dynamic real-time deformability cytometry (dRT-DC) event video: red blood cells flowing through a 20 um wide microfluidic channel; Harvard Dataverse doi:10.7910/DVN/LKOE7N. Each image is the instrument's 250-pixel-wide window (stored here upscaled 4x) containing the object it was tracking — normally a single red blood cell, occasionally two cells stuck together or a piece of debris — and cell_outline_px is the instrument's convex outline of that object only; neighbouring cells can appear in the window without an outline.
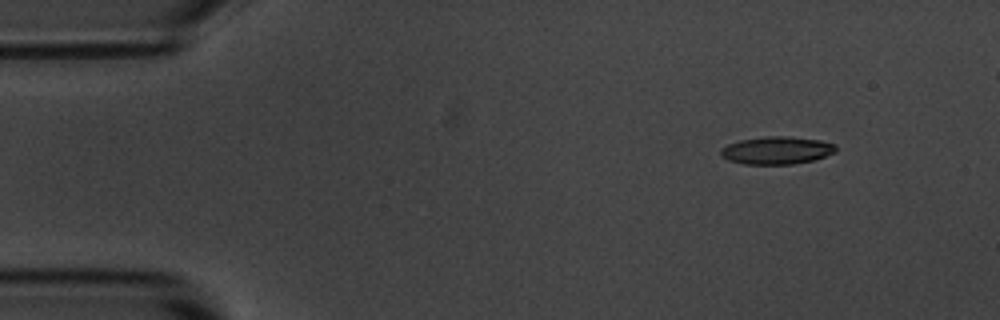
{"species": "common noctule bat (a hibernating species)", "species_latin": "Nyctalus noctula", "temperature_condition": "room temperature", "stored_images_in_passage": 10, "camera_frame_rate_fps": 3000, "um_per_image_px": 0.085, "animal": {"sex": "male", "body_mass_g": 20.1, "forearm_length_mm": 53.5}, "frame": {"image": 1, "passage_image": 1, "time_ms": 0.0, "image_size_px": [1000, 320], "cell_outline_px": [[836, 152], [812, 160], [792, 164], [744, 164], [728, 160], [720, 156], [720, 148], [728, 144], [740, 140], [768, 136], [788, 136], [820, 140], [836, 144]], "centroid_in_image_um": [66.0, 12.78], "position_along_channel_um": 19.0, "area_um2": 18.55}}
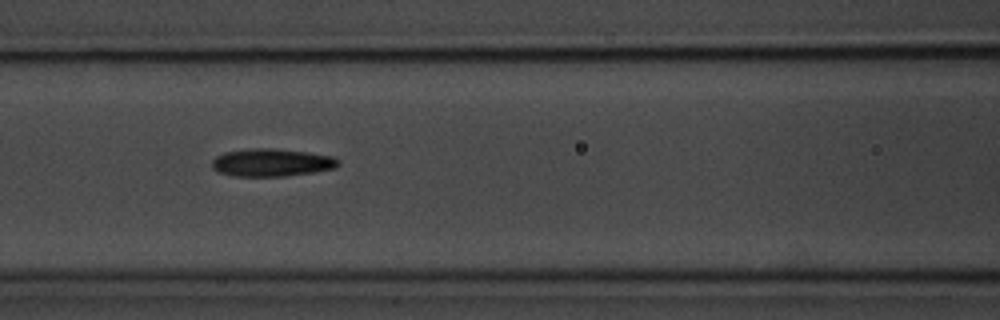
{"frame": {"image": 2, "passage_image": 6, "time_ms": 5.667, "image_size_px": [1000, 320], "cell_outline_px": [[340, 164], [332, 168], [312, 172], [284, 176], [232, 176], [216, 172], [212, 168], [212, 160], [216, 156], [224, 152], [252, 148], [276, 148], [308, 152], [332, 156], [340, 160]], "centroid_in_image_um": [23.05, 13.81], "position_along_channel_um": 143.6, "area_um2": 20.52}}
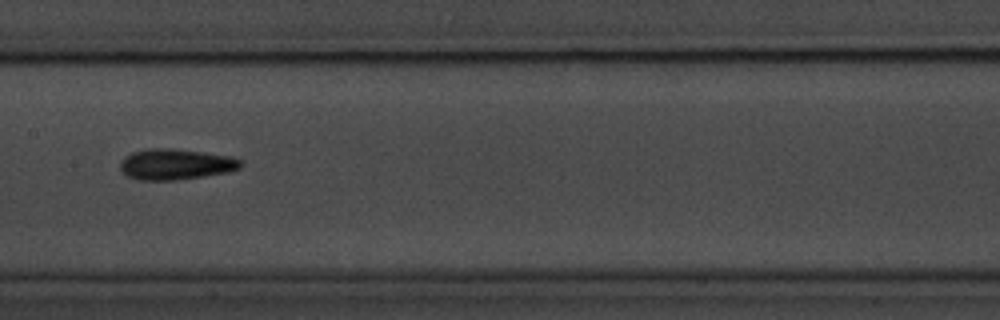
{"frame": {"image": 3, "passage_image": 7, "time_ms": 7.0, "image_size_px": [1000, 320], "cell_outline_px": [[240, 168], [228, 172], [204, 176], [176, 180], [140, 180], [128, 176], [120, 168], [120, 160], [124, 156], [132, 152], [152, 148], [168, 148], [200, 152], [228, 156], [240, 160]], "centroid_in_image_um": [14.88, 13.97], "position_along_channel_um": 192.5, "area_um2": 21.33}}